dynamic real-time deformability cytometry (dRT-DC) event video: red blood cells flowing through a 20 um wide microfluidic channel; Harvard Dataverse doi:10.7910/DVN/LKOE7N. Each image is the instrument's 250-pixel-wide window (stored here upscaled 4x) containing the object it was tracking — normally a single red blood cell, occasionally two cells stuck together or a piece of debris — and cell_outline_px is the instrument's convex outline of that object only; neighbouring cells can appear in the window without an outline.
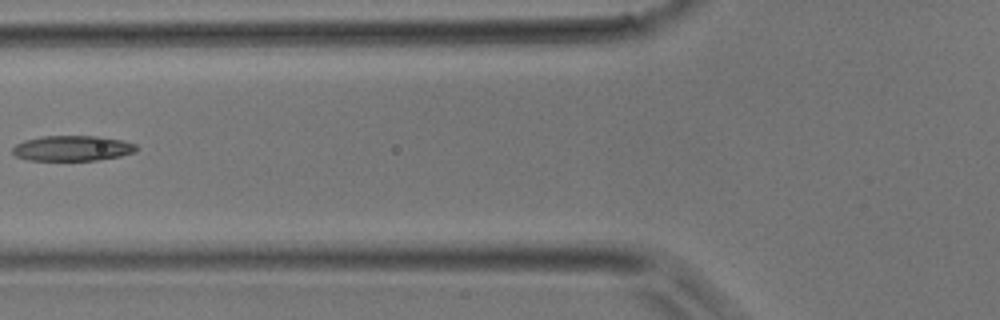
{"species": "common noctule bat (a hibernating species)", "species_latin": "Nyctalus noctula", "temperature_condition": "room temperature", "stored_images_in_passage": 5, "camera_frame_rate_fps": 3000, "um_per_image_px": 0.085, "animal": {"sex": "male", "body_mass_g": 17.9}, "frame": {"image": 1, "passage_image": 5, "time_ms": 4.667, "image_size_px": [1000, 320], "cell_outline_px": [[136, 152], [120, 156], [96, 160], [28, 160], [16, 156], [12, 152], [12, 148], [16, 144], [24, 140], [40, 136], [100, 136], [124, 140], [136, 144]], "centroid_in_image_um": [6.16, 12.59], "position_along_channel_um": 119.6, "area_um2": 18.38}}